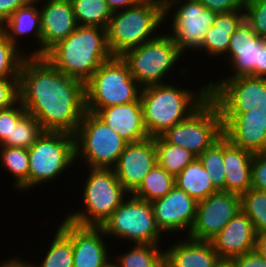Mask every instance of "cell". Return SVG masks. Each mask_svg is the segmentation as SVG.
I'll return each instance as SVG.
<instances>
[{
  "instance_id": "cell-42",
  "label": "cell",
  "mask_w": 266,
  "mask_h": 267,
  "mask_svg": "<svg viewBox=\"0 0 266 267\" xmlns=\"http://www.w3.org/2000/svg\"><path fill=\"white\" fill-rule=\"evenodd\" d=\"M206 9L215 13L244 10L245 0H198Z\"/></svg>"
},
{
  "instance_id": "cell-22",
  "label": "cell",
  "mask_w": 266,
  "mask_h": 267,
  "mask_svg": "<svg viewBox=\"0 0 266 267\" xmlns=\"http://www.w3.org/2000/svg\"><path fill=\"white\" fill-rule=\"evenodd\" d=\"M95 114L128 144L141 142L149 138L144 124L140 99L132 103L105 107L99 109Z\"/></svg>"
},
{
  "instance_id": "cell-12",
  "label": "cell",
  "mask_w": 266,
  "mask_h": 267,
  "mask_svg": "<svg viewBox=\"0 0 266 267\" xmlns=\"http://www.w3.org/2000/svg\"><path fill=\"white\" fill-rule=\"evenodd\" d=\"M181 3L177 8L176 4ZM177 10L172 18V34H169L181 53L185 49L199 50L207 30L213 25L217 13L206 9L198 0H169L165 5V19L172 7Z\"/></svg>"
},
{
  "instance_id": "cell-15",
  "label": "cell",
  "mask_w": 266,
  "mask_h": 267,
  "mask_svg": "<svg viewBox=\"0 0 266 267\" xmlns=\"http://www.w3.org/2000/svg\"><path fill=\"white\" fill-rule=\"evenodd\" d=\"M223 135L235 146L252 153L266 152V109L221 113Z\"/></svg>"
},
{
  "instance_id": "cell-32",
  "label": "cell",
  "mask_w": 266,
  "mask_h": 267,
  "mask_svg": "<svg viewBox=\"0 0 266 267\" xmlns=\"http://www.w3.org/2000/svg\"><path fill=\"white\" fill-rule=\"evenodd\" d=\"M127 253L119 255L115 267H163L164 251H161L160 245L153 244H134Z\"/></svg>"
},
{
  "instance_id": "cell-49",
  "label": "cell",
  "mask_w": 266,
  "mask_h": 267,
  "mask_svg": "<svg viewBox=\"0 0 266 267\" xmlns=\"http://www.w3.org/2000/svg\"><path fill=\"white\" fill-rule=\"evenodd\" d=\"M214 267H237L234 259L219 258Z\"/></svg>"
},
{
  "instance_id": "cell-30",
  "label": "cell",
  "mask_w": 266,
  "mask_h": 267,
  "mask_svg": "<svg viewBox=\"0 0 266 267\" xmlns=\"http://www.w3.org/2000/svg\"><path fill=\"white\" fill-rule=\"evenodd\" d=\"M71 2L77 25L107 29L113 12L105 0H71Z\"/></svg>"
},
{
  "instance_id": "cell-6",
  "label": "cell",
  "mask_w": 266,
  "mask_h": 267,
  "mask_svg": "<svg viewBox=\"0 0 266 267\" xmlns=\"http://www.w3.org/2000/svg\"><path fill=\"white\" fill-rule=\"evenodd\" d=\"M88 169L90 173L82 198L85 208L71 212L65 219L81 226L102 227L129 193L117 179L113 168Z\"/></svg>"
},
{
  "instance_id": "cell-4",
  "label": "cell",
  "mask_w": 266,
  "mask_h": 267,
  "mask_svg": "<svg viewBox=\"0 0 266 267\" xmlns=\"http://www.w3.org/2000/svg\"><path fill=\"white\" fill-rule=\"evenodd\" d=\"M164 21V5L152 0H140L133 6L114 12L107 27L111 54L122 56L127 50L154 39L157 37L155 31Z\"/></svg>"
},
{
  "instance_id": "cell-9",
  "label": "cell",
  "mask_w": 266,
  "mask_h": 267,
  "mask_svg": "<svg viewBox=\"0 0 266 267\" xmlns=\"http://www.w3.org/2000/svg\"><path fill=\"white\" fill-rule=\"evenodd\" d=\"M178 46L169 34L157 37L127 50L121 58L128 64L131 76L142 87L158 85L181 58Z\"/></svg>"
},
{
  "instance_id": "cell-24",
  "label": "cell",
  "mask_w": 266,
  "mask_h": 267,
  "mask_svg": "<svg viewBox=\"0 0 266 267\" xmlns=\"http://www.w3.org/2000/svg\"><path fill=\"white\" fill-rule=\"evenodd\" d=\"M218 259L219 255L210 241L190 237L164 251V265L167 267H214Z\"/></svg>"
},
{
  "instance_id": "cell-25",
  "label": "cell",
  "mask_w": 266,
  "mask_h": 267,
  "mask_svg": "<svg viewBox=\"0 0 266 267\" xmlns=\"http://www.w3.org/2000/svg\"><path fill=\"white\" fill-rule=\"evenodd\" d=\"M41 0H34L31 3L19 7L12 15L0 26L8 40L18 47V36L34 34L38 45L37 50H33L29 56H42V35H41V15L38 6L35 5ZM36 3V4H35ZM7 26V27H6Z\"/></svg>"
},
{
  "instance_id": "cell-7",
  "label": "cell",
  "mask_w": 266,
  "mask_h": 267,
  "mask_svg": "<svg viewBox=\"0 0 266 267\" xmlns=\"http://www.w3.org/2000/svg\"><path fill=\"white\" fill-rule=\"evenodd\" d=\"M76 161L87 167L113 168L128 144L95 113L86 111L75 133Z\"/></svg>"
},
{
  "instance_id": "cell-14",
  "label": "cell",
  "mask_w": 266,
  "mask_h": 267,
  "mask_svg": "<svg viewBox=\"0 0 266 267\" xmlns=\"http://www.w3.org/2000/svg\"><path fill=\"white\" fill-rule=\"evenodd\" d=\"M241 210V196L217 191L197 204L196 219L188 237L211 241Z\"/></svg>"
},
{
  "instance_id": "cell-38",
  "label": "cell",
  "mask_w": 266,
  "mask_h": 267,
  "mask_svg": "<svg viewBox=\"0 0 266 267\" xmlns=\"http://www.w3.org/2000/svg\"><path fill=\"white\" fill-rule=\"evenodd\" d=\"M244 12L253 31L266 39V0H245Z\"/></svg>"
},
{
  "instance_id": "cell-13",
  "label": "cell",
  "mask_w": 266,
  "mask_h": 267,
  "mask_svg": "<svg viewBox=\"0 0 266 267\" xmlns=\"http://www.w3.org/2000/svg\"><path fill=\"white\" fill-rule=\"evenodd\" d=\"M209 84V97L217 104L220 113H242L261 107L266 78L242 75L224 78Z\"/></svg>"
},
{
  "instance_id": "cell-27",
  "label": "cell",
  "mask_w": 266,
  "mask_h": 267,
  "mask_svg": "<svg viewBox=\"0 0 266 267\" xmlns=\"http://www.w3.org/2000/svg\"><path fill=\"white\" fill-rule=\"evenodd\" d=\"M175 186L197 202L206 199L218 190L198 158L189 163L176 177Z\"/></svg>"
},
{
  "instance_id": "cell-44",
  "label": "cell",
  "mask_w": 266,
  "mask_h": 267,
  "mask_svg": "<svg viewBox=\"0 0 266 267\" xmlns=\"http://www.w3.org/2000/svg\"><path fill=\"white\" fill-rule=\"evenodd\" d=\"M34 0H0V26L15 12L19 7L25 6Z\"/></svg>"
},
{
  "instance_id": "cell-26",
  "label": "cell",
  "mask_w": 266,
  "mask_h": 267,
  "mask_svg": "<svg viewBox=\"0 0 266 267\" xmlns=\"http://www.w3.org/2000/svg\"><path fill=\"white\" fill-rule=\"evenodd\" d=\"M244 10L217 13L213 25L207 30L201 50H205L209 56L227 54L231 35L245 21Z\"/></svg>"
},
{
  "instance_id": "cell-18",
  "label": "cell",
  "mask_w": 266,
  "mask_h": 267,
  "mask_svg": "<svg viewBox=\"0 0 266 267\" xmlns=\"http://www.w3.org/2000/svg\"><path fill=\"white\" fill-rule=\"evenodd\" d=\"M155 165V137H149L141 142L127 144L113 170L123 188L131 195Z\"/></svg>"
},
{
  "instance_id": "cell-20",
  "label": "cell",
  "mask_w": 266,
  "mask_h": 267,
  "mask_svg": "<svg viewBox=\"0 0 266 267\" xmlns=\"http://www.w3.org/2000/svg\"><path fill=\"white\" fill-rule=\"evenodd\" d=\"M265 38L259 37L244 21L239 28L231 35L228 54L233 74L227 78H234L242 75L258 77V57L260 45Z\"/></svg>"
},
{
  "instance_id": "cell-21",
  "label": "cell",
  "mask_w": 266,
  "mask_h": 267,
  "mask_svg": "<svg viewBox=\"0 0 266 267\" xmlns=\"http://www.w3.org/2000/svg\"><path fill=\"white\" fill-rule=\"evenodd\" d=\"M256 232L250 218L240 210L210 241L219 258L233 259L255 250Z\"/></svg>"
},
{
  "instance_id": "cell-40",
  "label": "cell",
  "mask_w": 266,
  "mask_h": 267,
  "mask_svg": "<svg viewBox=\"0 0 266 267\" xmlns=\"http://www.w3.org/2000/svg\"><path fill=\"white\" fill-rule=\"evenodd\" d=\"M19 101V78H0V110Z\"/></svg>"
},
{
  "instance_id": "cell-37",
  "label": "cell",
  "mask_w": 266,
  "mask_h": 267,
  "mask_svg": "<svg viewBox=\"0 0 266 267\" xmlns=\"http://www.w3.org/2000/svg\"><path fill=\"white\" fill-rule=\"evenodd\" d=\"M18 48L0 29V78H19L21 65L27 55Z\"/></svg>"
},
{
  "instance_id": "cell-36",
  "label": "cell",
  "mask_w": 266,
  "mask_h": 267,
  "mask_svg": "<svg viewBox=\"0 0 266 267\" xmlns=\"http://www.w3.org/2000/svg\"><path fill=\"white\" fill-rule=\"evenodd\" d=\"M42 133L39 121L27 113L17 125H14L12 139H5L0 146L29 149Z\"/></svg>"
},
{
  "instance_id": "cell-28",
  "label": "cell",
  "mask_w": 266,
  "mask_h": 267,
  "mask_svg": "<svg viewBox=\"0 0 266 267\" xmlns=\"http://www.w3.org/2000/svg\"><path fill=\"white\" fill-rule=\"evenodd\" d=\"M174 186L175 177L157 164L146 174L140 186L131 195L152 203L163 198Z\"/></svg>"
},
{
  "instance_id": "cell-33",
  "label": "cell",
  "mask_w": 266,
  "mask_h": 267,
  "mask_svg": "<svg viewBox=\"0 0 266 267\" xmlns=\"http://www.w3.org/2000/svg\"><path fill=\"white\" fill-rule=\"evenodd\" d=\"M56 229L53 241L46 251L47 254L37 267H73L72 239L60 227Z\"/></svg>"
},
{
  "instance_id": "cell-47",
  "label": "cell",
  "mask_w": 266,
  "mask_h": 267,
  "mask_svg": "<svg viewBox=\"0 0 266 267\" xmlns=\"http://www.w3.org/2000/svg\"><path fill=\"white\" fill-rule=\"evenodd\" d=\"M255 250L266 259V231L256 233Z\"/></svg>"
},
{
  "instance_id": "cell-16",
  "label": "cell",
  "mask_w": 266,
  "mask_h": 267,
  "mask_svg": "<svg viewBox=\"0 0 266 267\" xmlns=\"http://www.w3.org/2000/svg\"><path fill=\"white\" fill-rule=\"evenodd\" d=\"M198 202L174 186L163 198L152 202L155 221L160 231L179 233L191 231Z\"/></svg>"
},
{
  "instance_id": "cell-11",
  "label": "cell",
  "mask_w": 266,
  "mask_h": 267,
  "mask_svg": "<svg viewBox=\"0 0 266 267\" xmlns=\"http://www.w3.org/2000/svg\"><path fill=\"white\" fill-rule=\"evenodd\" d=\"M103 224L105 235L116 236L135 244L159 245L162 233L157 227L152 203L128 195Z\"/></svg>"
},
{
  "instance_id": "cell-35",
  "label": "cell",
  "mask_w": 266,
  "mask_h": 267,
  "mask_svg": "<svg viewBox=\"0 0 266 267\" xmlns=\"http://www.w3.org/2000/svg\"><path fill=\"white\" fill-rule=\"evenodd\" d=\"M241 210L252 221L256 233L266 231V191L251 188L243 193Z\"/></svg>"
},
{
  "instance_id": "cell-45",
  "label": "cell",
  "mask_w": 266,
  "mask_h": 267,
  "mask_svg": "<svg viewBox=\"0 0 266 267\" xmlns=\"http://www.w3.org/2000/svg\"><path fill=\"white\" fill-rule=\"evenodd\" d=\"M110 8V10L114 13L117 11L124 10L130 6L135 5L140 0H105Z\"/></svg>"
},
{
  "instance_id": "cell-8",
  "label": "cell",
  "mask_w": 266,
  "mask_h": 267,
  "mask_svg": "<svg viewBox=\"0 0 266 267\" xmlns=\"http://www.w3.org/2000/svg\"><path fill=\"white\" fill-rule=\"evenodd\" d=\"M28 156L29 188L53 181L76 161L75 136L43 131L28 149Z\"/></svg>"
},
{
  "instance_id": "cell-1",
  "label": "cell",
  "mask_w": 266,
  "mask_h": 267,
  "mask_svg": "<svg viewBox=\"0 0 266 267\" xmlns=\"http://www.w3.org/2000/svg\"><path fill=\"white\" fill-rule=\"evenodd\" d=\"M19 101L43 131L75 135L86 112L85 84L44 56L27 55L20 68Z\"/></svg>"
},
{
  "instance_id": "cell-23",
  "label": "cell",
  "mask_w": 266,
  "mask_h": 267,
  "mask_svg": "<svg viewBox=\"0 0 266 267\" xmlns=\"http://www.w3.org/2000/svg\"><path fill=\"white\" fill-rule=\"evenodd\" d=\"M253 155L254 153L235 146L223 135L225 191L241 196L251 189Z\"/></svg>"
},
{
  "instance_id": "cell-39",
  "label": "cell",
  "mask_w": 266,
  "mask_h": 267,
  "mask_svg": "<svg viewBox=\"0 0 266 267\" xmlns=\"http://www.w3.org/2000/svg\"><path fill=\"white\" fill-rule=\"evenodd\" d=\"M26 114L20 101L7 109L0 110V144L5 139H12L14 125H17Z\"/></svg>"
},
{
  "instance_id": "cell-46",
  "label": "cell",
  "mask_w": 266,
  "mask_h": 267,
  "mask_svg": "<svg viewBox=\"0 0 266 267\" xmlns=\"http://www.w3.org/2000/svg\"><path fill=\"white\" fill-rule=\"evenodd\" d=\"M258 77L266 78V40L260 45L258 57Z\"/></svg>"
},
{
  "instance_id": "cell-2",
  "label": "cell",
  "mask_w": 266,
  "mask_h": 267,
  "mask_svg": "<svg viewBox=\"0 0 266 267\" xmlns=\"http://www.w3.org/2000/svg\"><path fill=\"white\" fill-rule=\"evenodd\" d=\"M60 72L86 83L111 54L107 29L97 26H77L64 40L45 55Z\"/></svg>"
},
{
  "instance_id": "cell-41",
  "label": "cell",
  "mask_w": 266,
  "mask_h": 267,
  "mask_svg": "<svg viewBox=\"0 0 266 267\" xmlns=\"http://www.w3.org/2000/svg\"><path fill=\"white\" fill-rule=\"evenodd\" d=\"M251 167V188L266 191V152L254 153Z\"/></svg>"
},
{
  "instance_id": "cell-43",
  "label": "cell",
  "mask_w": 266,
  "mask_h": 267,
  "mask_svg": "<svg viewBox=\"0 0 266 267\" xmlns=\"http://www.w3.org/2000/svg\"><path fill=\"white\" fill-rule=\"evenodd\" d=\"M233 259L237 267H266V259L256 250L246 252Z\"/></svg>"
},
{
  "instance_id": "cell-51",
  "label": "cell",
  "mask_w": 266,
  "mask_h": 267,
  "mask_svg": "<svg viewBox=\"0 0 266 267\" xmlns=\"http://www.w3.org/2000/svg\"><path fill=\"white\" fill-rule=\"evenodd\" d=\"M152 1H156V2H159L163 5H165L169 0H152Z\"/></svg>"
},
{
  "instance_id": "cell-48",
  "label": "cell",
  "mask_w": 266,
  "mask_h": 267,
  "mask_svg": "<svg viewBox=\"0 0 266 267\" xmlns=\"http://www.w3.org/2000/svg\"><path fill=\"white\" fill-rule=\"evenodd\" d=\"M0 267H33V264L24 260L21 261L19 258H11L8 261L1 262Z\"/></svg>"
},
{
  "instance_id": "cell-19",
  "label": "cell",
  "mask_w": 266,
  "mask_h": 267,
  "mask_svg": "<svg viewBox=\"0 0 266 267\" xmlns=\"http://www.w3.org/2000/svg\"><path fill=\"white\" fill-rule=\"evenodd\" d=\"M41 15L42 56L76 28L71 0H47L39 9Z\"/></svg>"
},
{
  "instance_id": "cell-5",
  "label": "cell",
  "mask_w": 266,
  "mask_h": 267,
  "mask_svg": "<svg viewBox=\"0 0 266 267\" xmlns=\"http://www.w3.org/2000/svg\"><path fill=\"white\" fill-rule=\"evenodd\" d=\"M142 87L131 76L128 64L121 56L104 62L85 83L86 111L136 102Z\"/></svg>"
},
{
  "instance_id": "cell-50",
  "label": "cell",
  "mask_w": 266,
  "mask_h": 267,
  "mask_svg": "<svg viewBox=\"0 0 266 267\" xmlns=\"http://www.w3.org/2000/svg\"><path fill=\"white\" fill-rule=\"evenodd\" d=\"M263 108L266 109V88L263 92Z\"/></svg>"
},
{
  "instance_id": "cell-31",
  "label": "cell",
  "mask_w": 266,
  "mask_h": 267,
  "mask_svg": "<svg viewBox=\"0 0 266 267\" xmlns=\"http://www.w3.org/2000/svg\"><path fill=\"white\" fill-rule=\"evenodd\" d=\"M2 147V148H1ZM2 166L15 177L16 190L29 189V156L28 149L19 147L0 146Z\"/></svg>"
},
{
  "instance_id": "cell-17",
  "label": "cell",
  "mask_w": 266,
  "mask_h": 267,
  "mask_svg": "<svg viewBox=\"0 0 266 267\" xmlns=\"http://www.w3.org/2000/svg\"><path fill=\"white\" fill-rule=\"evenodd\" d=\"M62 222L59 227L73 243V267H109L112 264L102 239L105 235L102 227L81 226L67 219Z\"/></svg>"
},
{
  "instance_id": "cell-3",
  "label": "cell",
  "mask_w": 266,
  "mask_h": 267,
  "mask_svg": "<svg viewBox=\"0 0 266 267\" xmlns=\"http://www.w3.org/2000/svg\"><path fill=\"white\" fill-rule=\"evenodd\" d=\"M208 98L209 84L195 94L193 91L165 83L142 88L140 100L149 137L160 136L170 127L181 123Z\"/></svg>"
},
{
  "instance_id": "cell-34",
  "label": "cell",
  "mask_w": 266,
  "mask_h": 267,
  "mask_svg": "<svg viewBox=\"0 0 266 267\" xmlns=\"http://www.w3.org/2000/svg\"><path fill=\"white\" fill-rule=\"evenodd\" d=\"M197 158L209 174L213 186L218 191H225L223 135Z\"/></svg>"
},
{
  "instance_id": "cell-10",
  "label": "cell",
  "mask_w": 266,
  "mask_h": 267,
  "mask_svg": "<svg viewBox=\"0 0 266 267\" xmlns=\"http://www.w3.org/2000/svg\"><path fill=\"white\" fill-rule=\"evenodd\" d=\"M222 135L220 110L209 97L187 119L170 127L160 136L167 143L181 146L198 157Z\"/></svg>"
},
{
  "instance_id": "cell-29",
  "label": "cell",
  "mask_w": 266,
  "mask_h": 267,
  "mask_svg": "<svg viewBox=\"0 0 266 267\" xmlns=\"http://www.w3.org/2000/svg\"><path fill=\"white\" fill-rule=\"evenodd\" d=\"M157 164L176 177L197 156L187 149L167 143L161 136L155 137Z\"/></svg>"
}]
</instances>
